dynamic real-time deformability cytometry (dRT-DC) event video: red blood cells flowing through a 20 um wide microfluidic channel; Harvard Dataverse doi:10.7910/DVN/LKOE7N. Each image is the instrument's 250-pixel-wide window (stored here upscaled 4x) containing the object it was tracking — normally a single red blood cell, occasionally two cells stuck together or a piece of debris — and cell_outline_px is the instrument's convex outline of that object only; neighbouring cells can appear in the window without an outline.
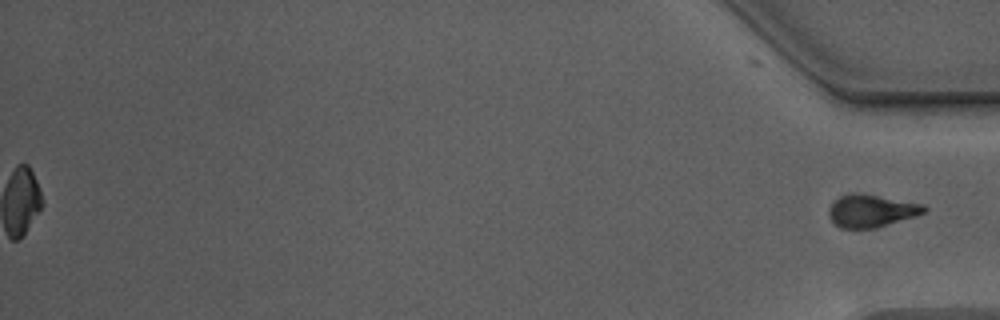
{"species": "Egyptian fruit bat (a non-hibernating species)", "species_latin": "Rousettus aegyptiacus", "temperature_condition": "warm", "stored_images_in_passage": 40, "segment_of_instrument_passage": [2, 2], "camera_frame_rate_fps": 3000, "um_per_image_px": 0.085, "animal": {"sex": "male"}, "frame": {"image": 1, "passage_image": 40, "time_ms": 13.0, "image_size_px": [1000, 320], "cell_outline_px": [[928, 208], [924, 212], [916, 216], [876, 228], [840, 228], [832, 220], [828, 212], [832, 204], [840, 196], [852, 192], [856, 192], [924, 204]], "centroid_in_image_um": [74.08, 17.92], "position_along_channel_um": 361.1, "area_um2": 17.92}}